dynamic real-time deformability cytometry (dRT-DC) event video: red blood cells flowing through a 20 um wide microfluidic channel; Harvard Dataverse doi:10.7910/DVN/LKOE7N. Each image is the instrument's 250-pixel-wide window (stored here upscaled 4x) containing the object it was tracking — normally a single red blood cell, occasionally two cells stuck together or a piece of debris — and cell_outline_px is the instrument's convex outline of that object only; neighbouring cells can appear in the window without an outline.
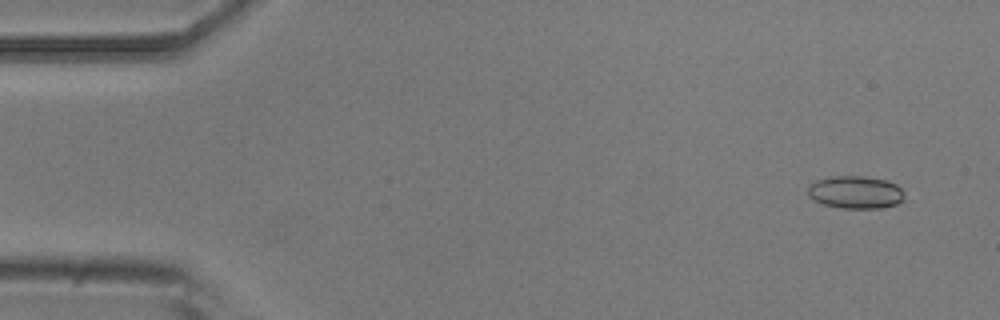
{"species": "common noctule bat (a hibernating species)", "species_latin": "Nyctalus noctula", "temperature_condition": "room temperature", "stored_images_in_passage": 52, "camera_frame_rate_fps": 3000, "um_per_image_px": 0.085, "animal": {"sex": "male", "body_mass_g": 20.5, "forearm_length_mm": 52.5}, "frame": {"image": 1, "passage_image": 4, "time_ms": 1.0, "image_size_px": [1000, 320], "cell_outline_px": [[904, 200], [896, 204], [884, 208], [840, 208], [824, 204], [812, 200], [808, 196], [808, 188], [816, 180], [832, 176], [864, 176], [888, 180], [896, 184], [904, 192]], "centroid_in_image_um": [72.74, 16.34], "position_along_channel_um": 12.3, "area_um2": 18.55}}
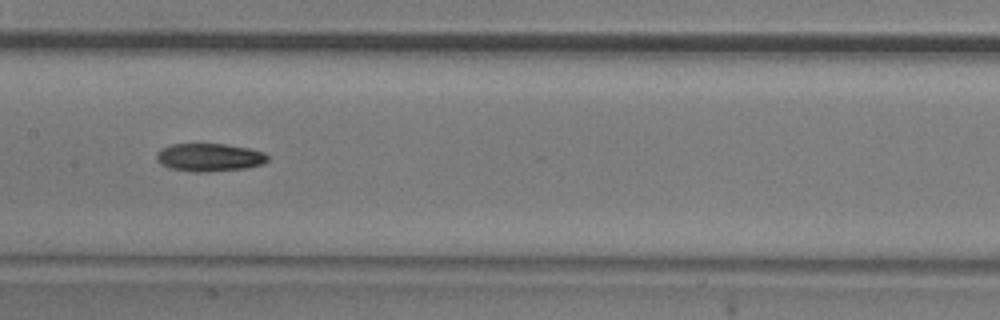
{"frame": {"image": 2, "passage_image": 26, "time_ms": 8.333, "image_size_px": [1000, 320], "cell_outline_px": [[268, 160], [264, 164], [248, 168], [208, 172], [192, 172], [168, 168], [160, 164], [156, 160], [156, 152], [160, 148], [172, 144], [224, 144], [248, 148], [264, 152], [268, 156]], "centroid_in_image_um": [17.77, 13.39], "position_along_channel_um": 189.6, "area_um2": 18.44}}
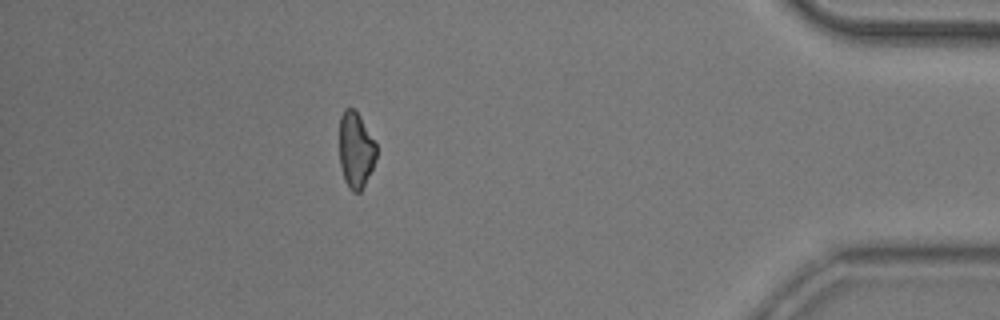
{"frame": {"image": 3, "passage_image": 46, "time_ms": 15.0, "image_size_px": [1000, 320], "cell_outline_px": [[376, 160], [360, 192], [352, 192], [348, 188], [344, 180], [340, 164], [340, 116], [344, 108], [356, 108], [376, 144]], "centroid_in_image_um": [30.23, 12.73], "position_along_channel_um": 405.0, "area_um2": 16.42}, "authors_computed_cell_mechanics": {"area_um2": 17.8602, "velocity_mm_per_s": 3.9528, "shape_relaxation_time_tau1_ms": 7.9969, "shape_relaxation_time_tau2_ms": null, "deformation_change_tau1": 0.1753, "deformation_change_tau2": null}}